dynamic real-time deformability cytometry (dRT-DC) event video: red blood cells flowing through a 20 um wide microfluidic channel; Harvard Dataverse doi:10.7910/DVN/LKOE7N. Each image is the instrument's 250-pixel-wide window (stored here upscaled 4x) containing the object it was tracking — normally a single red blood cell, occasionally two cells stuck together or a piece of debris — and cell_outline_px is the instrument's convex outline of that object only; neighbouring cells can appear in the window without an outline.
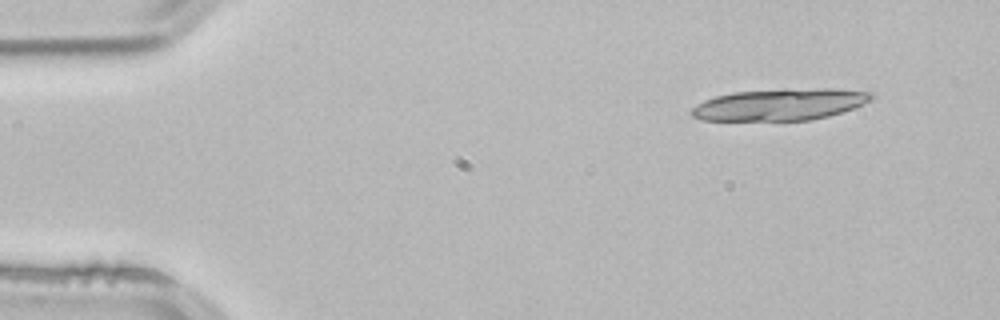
{"species": "common noctule bat (a hibernating species)", "species_latin": "Nyctalus noctula", "temperature_condition": "room temperature", "stored_images_in_passage": 2, "camera_frame_rate_fps": 3000, "um_per_image_px": 0.085, "animal": {"sex": "male", "body_mass_g": 21.5, "forearm_length_mm": 52.0}, "frame": {"image": 1, "passage_image": 1, "time_ms": 0.0, "image_size_px": [1000, 320], "cell_outline_px": [[876, 96], [872, 100], [852, 108], [828, 116], [808, 120], [700, 120], [692, 116], [688, 112], [696, 104], [704, 100], [716, 96], [736, 92], [784, 88], [836, 88], [872, 92]], "centroid_in_image_um": [66.3, 8.86], "position_along_channel_um": 18.7, "area_um2": 33.47}}